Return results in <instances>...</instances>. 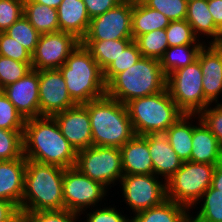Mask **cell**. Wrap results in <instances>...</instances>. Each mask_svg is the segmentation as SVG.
Returning <instances> with one entry per match:
<instances>
[{
  "label": "cell",
  "instance_id": "cell-1",
  "mask_svg": "<svg viewBox=\"0 0 222 222\" xmlns=\"http://www.w3.org/2000/svg\"><path fill=\"white\" fill-rule=\"evenodd\" d=\"M23 156L66 169L75 167L77 151L62 135L53 116H40L25 121Z\"/></svg>",
  "mask_w": 222,
  "mask_h": 222
},
{
  "label": "cell",
  "instance_id": "cell-2",
  "mask_svg": "<svg viewBox=\"0 0 222 222\" xmlns=\"http://www.w3.org/2000/svg\"><path fill=\"white\" fill-rule=\"evenodd\" d=\"M64 168L26 159L21 212L63 210Z\"/></svg>",
  "mask_w": 222,
  "mask_h": 222
},
{
  "label": "cell",
  "instance_id": "cell-3",
  "mask_svg": "<svg viewBox=\"0 0 222 222\" xmlns=\"http://www.w3.org/2000/svg\"><path fill=\"white\" fill-rule=\"evenodd\" d=\"M83 105L90 116L92 146L121 148L135 135L125 104L104 95Z\"/></svg>",
  "mask_w": 222,
  "mask_h": 222
},
{
  "label": "cell",
  "instance_id": "cell-4",
  "mask_svg": "<svg viewBox=\"0 0 222 222\" xmlns=\"http://www.w3.org/2000/svg\"><path fill=\"white\" fill-rule=\"evenodd\" d=\"M58 70L76 104H85L106 95L103 71L81 42Z\"/></svg>",
  "mask_w": 222,
  "mask_h": 222
},
{
  "label": "cell",
  "instance_id": "cell-5",
  "mask_svg": "<svg viewBox=\"0 0 222 222\" xmlns=\"http://www.w3.org/2000/svg\"><path fill=\"white\" fill-rule=\"evenodd\" d=\"M167 77L155 58L141 57L117 74L107 85L106 95L126 104L132 99L157 94L166 89Z\"/></svg>",
  "mask_w": 222,
  "mask_h": 222
},
{
  "label": "cell",
  "instance_id": "cell-6",
  "mask_svg": "<svg viewBox=\"0 0 222 222\" xmlns=\"http://www.w3.org/2000/svg\"><path fill=\"white\" fill-rule=\"evenodd\" d=\"M125 105L134 133L140 136L165 133L184 114L167 88L154 95L132 99Z\"/></svg>",
  "mask_w": 222,
  "mask_h": 222
},
{
  "label": "cell",
  "instance_id": "cell-7",
  "mask_svg": "<svg viewBox=\"0 0 222 222\" xmlns=\"http://www.w3.org/2000/svg\"><path fill=\"white\" fill-rule=\"evenodd\" d=\"M216 165L184 161L166 181L167 199L191 210L211 186Z\"/></svg>",
  "mask_w": 222,
  "mask_h": 222
},
{
  "label": "cell",
  "instance_id": "cell-8",
  "mask_svg": "<svg viewBox=\"0 0 222 222\" xmlns=\"http://www.w3.org/2000/svg\"><path fill=\"white\" fill-rule=\"evenodd\" d=\"M202 71L198 60L167 76L166 88L177 107L184 114H199L210 103L202 87Z\"/></svg>",
  "mask_w": 222,
  "mask_h": 222
},
{
  "label": "cell",
  "instance_id": "cell-9",
  "mask_svg": "<svg viewBox=\"0 0 222 222\" xmlns=\"http://www.w3.org/2000/svg\"><path fill=\"white\" fill-rule=\"evenodd\" d=\"M75 167L110 190L124 175L121 151L117 147L90 146L77 152Z\"/></svg>",
  "mask_w": 222,
  "mask_h": 222
},
{
  "label": "cell",
  "instance_id": "cell-10",
  "mask_svg": "<svg viewBox=\"0 0 222 222\" xmlns=\"http://www.w3.org/2000/svg\"><path fill=\"white\" fill-rule=\"evenodd\" d=\"M118 186L123 200L120 203L125 201L130 216L158 206L167 199L166 181L154 174H124Z\"/></svg>",
  "mask_w": 222,
  "mask_h": 222
},
{
  "label": "cell",
  "instance_id": "cell-11",
  "mask_svg": "<svg viewBox=\"0 0 222 222\" xmlns=\"http://www.w3.org/2000/svg\"><path fill=\"white\" fill-rule=\"evenodd\" d=\"M62 192L64 209L79 214L107 202L111 194L105 186L82 174L76 167L64 169Z\"/></svg>",
  "mask_w": 222,
  "mask_h": 222
},
{
  "label": "cell",
  "instance_id": "cell-12",
  "mask_svg": "<svg viewBox=\"0 0 222 222\" xmlns=\"http://www.w3.org/2000/svg\"><path fill=\"white\" fill-rule=\"evenodd\" d=\"M80 42L74 35L63 31L41 34L32 54V69H59Z\"/></svg>",
  "mask_w": 222,
  "mask_h": 222
},
{
  "label": "cell",
  "instance_id": "cell-13",
  "mask_svg": "<svg viewBox=\"0 0 222 222\" xmlns=\"http://www.w3.org/2000/svg\"><path fill=\"white\" fill-rule=\"evenodd\" d=\"M132 11L133 4L121 2L104 14L93 17L82 40L133 39Z\"/></svg>",
  "mask_w": 222,
  "mask_h": 222
},
{
  "label": "cell",
  "instance_id": "cell-14",
  "mask_svg": "<svg viewBox=\"0 0 222 222\" xmlns=\"http://www.w3.org/2000/svg\"><path fill=\"white\" fill-rule=\"evenodd\" d=\"M39 104L41 116H53L77 105L58 69L39 70Z\"/></svg>",
  "mask_w": 222,
  "mask_h": 222
},
{
  "label": "cell",
  "instance_id": "cell-15",
  "mask_svg": "<svg viewBox=\"0 0 222 222\" xmlns=\"http://www.w3.org/2000/svg\"><path fill=\"white\" fill-rule=\"evenodd\" d=\"M62 135L78 152L92 146V130L88 109L83 104L53 115Z\"/></svg>",
  "mask_w": 222,
  "mask_h": 222
},
{
  "label": "cell",
  "instance_id": "cell-16",
  "mask_svg": "<svg viewBox=\"0 0 222 222\" xmlns=\"http://www.w3.org/2000/svg\"><path fill=\"white\" fill-rule=\"evenodd\" d=\"M25 120L40 117L39 71L31 70L25 77L2 89Z\"/></svg>",
  "mask_w": 222,
  "mask_h": 222
},
{
  "label": "cell",
  "instance_id": "cell-17",
  "mask_svg": "<svg viewBox=\"0 0 222 222\" xmlns=\"http://www.w3.org/2000/svg\"><path fill=\"white\" fill-rule=\"evenodd\" d=\"M197 60L201 65L205 99L210 104L221 103L222 47L219 44H204L198 53Z\"/></svg>",
  "mask_w": 222,
  "mask_h": 222
},
{
  "label": "cell",
  "instance_id": "cell-18",
  "mask_svg": "<svg viewBox=\"0 0 222 222\" xmlns=\"http://www.w3.org/2000/svg\"><path fill=\"white\" fill-rule=\"evenodd\" d=\"M145 136L148 139L153 174L167 181L180 169L184 161L175 153L164 133Z\"/></svg>",
  "mask_w": 222,
  "mask_h": 222
},
{
  "label": "cell",
  "instance_id": "cell-19",
  "mask_svg": "<svg viewBox=\"0 0 222 222\" xmlns=\"http://www.w3.org/2000/svg\"><path fill=\"white\" fill-rule=\"evenodd\" d=\"M26 158L0 161V199L13 202L20 210L24 193Z\"/></svg>",
  "mask_w": 222,
  "mask_h": 222
},
{
  "label": "cell",
  "instance_id": "cell-20",
  "mask_svg": "<svg viewBox=\"0 0 222 222\" xmlns=\"http://www.w3.org/2000/svg\"><path fill=\"white\" fill-rule=\"evenodd\" d=\"M221 157L222 146L219 144L216 136L200 120L198 114H193V137L190 161L216 165L220 162Z\"/></svg>",
  "mask_w": 222,
  "mask_h": 222
},
{
  "label": "cell",
  "instance_id": "cell-21",
  "mask_svg": "<svg viewBox=\"0 0 222 222\" xmlns=\"http://www.w3.org/2000/svg\"><path fill=\"white\" fill-rule=\"evenodd\" d=\"M120 151L125 175L153 174V163L146 136L134 135L120 148Z\"/></svg>",
  "mask_w": 222,
  "mask_h": 222
},
{
  "label": "cell",
  "instance_id": "cell-22",
  "mask_svg": "<svg viewBox=\"0 0 222 222\" xmlns=\"http://www.w3.org/2000/svg\"><path fill=\"white\" fill-rule=\"evenodd\" d=\"M185 20L191 25L195 36L203 43L219 44L221 42L222 32L215 26L207 0L189 1Z\"/></svg>",
  "mask_w": 222,
  "mask_h": 222
},
{
  "label": "cell",
  "instance_id": "cell-23",
  "mask_svg": "<svg viewBox=\"0 0 222 222\" xmlns=\"http://www.w3.org/2000/svg\"><path fill=\"white\" fill-rule=\"evenodd\" d=\"M59 31L82 40L88 31L90 17L83 0H62L57 8Z\"/></svg>",
  "mask_w": 222,
  "mask_h": 222
},
{
  "label": "cell",
  "instance_id": "cell-24",
  "mask_svg": "<svg viewBox=\"0 0 222 222\" xmlns=\"http://www.w3.org/2000/svg\"><path fill=\"white\" fill-rule=\"evenodd\" d=\"M130 222H190V210L166 199L158 206L130 216Z\"/></svg>",
  "mask_w": 222,
  "mask_h": 222
},
{
  "label": "cell",
  "instance_id": "cell-25",
  "mask_svg": "<svg viewBox=\"0 0 222 222\" xmlns=\"http://www.w3.org/2000/svg\"><path fill=\"white\" fill-rule=\"evenodd\" d=\"M175 153L183 160L190 161L193 137V114H183L164 133Z\"/></svg>",
  "mask_w": 222,
  "mask_h": 222
},
{
  "label": "cell",
  "instance_id": "cell-26",
  "mask_svg": "<svg viewBox=\"0 0 222 222\" xmlns=\"http://www.w3.org/2000/svg\"><path fill=\"white\" fill-rule=\"evenodd\" d=\"M169 23L170 20L164 14L148 7L145 3L133 5L131 20L133 40L153 30L165 29Z\"/></svg>",
  "mask_w": 222,
  "mask_h": 222
},
{
  "label": "cell",
  "instance_id": "cell-27",
  "mask_svg": "<svg viewBox=\"0 0 222 222\" xmlns=\"http://www.w3.org/2000/svg\"><path fill=\"white\" fill-rule=\"evenodd\" d=\"M190 222H222V192L210 186L190 210Z\"/></svg>",
  "mask_w": 222,
  "mask_h": 222
},
{
  "label": "cell",
  "instance_id": "cell-28",
  "mask_svg": "<svg viewBox=\"0 0 222 222\" xmlns=\"http://www.w3.org/2000/svg\"><path fill=\"white\" fill-rule=\"evenodd\" d=\"M23 15L40 34L59 31L58 14L55 8L33 1H24Z\"/></svg>",
  "mask_w": 222,
  "mask_h": 222
},
{
  "label": "cell",
  "instance_id": "cell-29",
  "mask_svg": "<svg viewBox=\"0 0 222 222\" xmlns=\"http://www.w3.org/2000/svg\"><path fill=\"white\" fill-rule=\"evenodd\" d=\"M132 41L133 39L81 40V43L104 71Z\"/></svg>",
  "mask_w": 222,
  "mask_h": 222
},
{
  "label": "cell",
  "instance_id": "cell-30",
  "mask_svg": "<svg viewBox=\"0 0 222 222\" xmlns=\"http://www.w3.org/2000/svg\"><path fill=\"white\" fill-rule=\"evenodd\" d=\"M202 47L203 45H177L168 47L159 59L161 69L166 77L172 72L196 61Z\"/></svg>",
  "mask_w": 222,
  "mask_h": 222
},
{
  "label": "cell",
  "instance_id": "cell-31",
  "mask_svg": "<svg viewBox=\"0 0 222 222\" xmlns=\"http://www.w3.org/2000/svg\"><path fill=\"white\" fill-rule=\"evenodd\" d=\"M143 57L160 59L169 47L165 29L153 30L134 40Z\"/></svg>",
  "mask_w": 222,
  "mask_h": 222
},
{
  "label": "cell",
  "instance_id": "cell-32",
  "mask_svg": "<svg viewBox=\"0 0 222 222\" xmlns=\"http://www.w3.org/2000/svg\"><path fill=\"white\" fill-rule=\"evenodd\" d=\"M11 38L23 45L31 54L34 53L40 37V33L30 24L23 15L13 23L6 31Z\"/></svg>",
  "mask_w": 222,
  "mask_h": 222
},
{
  "label": "cell",
  "instance_id": "cell-33",
  "mask_svg": "<svg viewBox=\"0 0 222 222\" xmlns=\"http://www.w3.org/2000/svg\"><path fill=\"white\" fill-rule=\"evenodd\" d=\"M109 203L105 202L103 205L96 206L94 208L88 209L80 213L79 215H85L84 217L80 219L81 222H130V216L128 214H125L123 210L122 212L120 211V208L118 209L114 204H110L111 202L113 203L114 201H110ZM110 204V205H109ZM109 205V206H108ZM113 205V206H112ZM115 205V206H114ZM102 207V208H101ZM91 210V211H90ZM124 213V214H122ZM86 218V219H85ZM84 220V221H82Z\"/></svg>",
  "mask_w": 222,
  "mask_h": 222
},
{
  "label": "cell",
  "instance_id": "cell-34",
  "mask_svg": "<svg viewBox=\"0 0 222 222\" xmlns=\"http://www.w3.org/2000/svg\"><path fill=\"white\" fill-rule=\"evenodd\" d=\"M169 47L177 45H204L194 34L186 20L170 21L165 28Z\"/></svg>",
  "mask_w": 222,
  "mask_h": 222
},
{
  "label": "cell",
  "instance_id": "cell-35",
  "mask_svg": "<svg viewBox=\"0 0 222 222\" xmlns=\"http://www.w3.org/2000/svg\"><path fill=\"white\" fill-rule=\"evenodd\" d=\"M140 53L136 42L133 40L123 52L104 71L103 77L106 85L119 73L134 65L140 58Z\"/></svg>",
  "mask_w": 222,
  "mask_h": 222
},
{
  "label": "cell",
  "instance_id": "cell-36",
  "mask_svg": "<svg viewBox=\"0 0 222 222\" xmlns=\"http://www.w3.org/2000/svg\"><path fill=\"white\" fill-rule=\"evenodd\" d=\"M24 130L0 128V161L14 160L23 156Z\"/></svg>",
  "mask_w": 222,
  "mask_h": 222
},
{
  "label": "cell",
  "instance_id": "cell-37",
  "mask_svg": "<svg viewBox=\"0 0 222 222\" xmlns=\"http://www.w3.org/2000/svg\"><path fill=\"white\" fill-rule=\"evenodd\" d=\"M31 70V62H19L0 55V90L25 77Z\"/></svg>",
  "mask_w": 222,
  "mask_h": 222
},
{
  "label": "cell",
  "instance_id": "cell-38",
  "mask_svg": "<svg viewBox=\"0 0 222 222\" xmlns=\"http://www.w3.org/2000/svg\"><path fill=\"white\" fill-rule=\"evenodd\" d=\"M23 222H80L79 213L66 209L21 212Z\"/></svg>",
  "mask_w": 222,
  "mask_h": 222
},
{
  "label": "cell",
  "instance_id": "cell-39",
  "mask_svg": "<svg viewBox=\"0 0 222 222\" xmlns=\"http://www.w3.org/2000/svg\"><path fill=\"white\" fill-rule=\"evenodd\" d=\"M25 119L0 90V128L6 130H24Z\"/></svg>",
  "mask_w": 222,
  "mask_h": 222
},
{
  "label": "cell",
  "instance_id": "cell-40",
  "mask_svg": "<svg viewBox=\"0 0 222 222\" xmlns=\"http://www.w3.org/2000/svg\"><path fill=\"white\" fill-rule=\"evenodd\" d=\"M144 3L164 14L170 21L186 19L188 7L186 0H146Z\"/></svg>",
  "mask_w": 222,
  "mask_h": 222
},
{
  "label": "cell",
  "instance_id": "cell-41",
  "mask_svg": "<svg viewBox=\"0 0 222 222\" xmlns=\"http://www.w3.org/2000/svg\"><path fill=\"white\" fill-rule=\"evenodd\" d=\"M0 55L19 62H32V54L5 32H0Z\"/></svg>",
  "mask_w": 222,
  "mask_h": 222
},
{
  "label": "cell",
  "instance_id": "cell-42",
  "mask_svg": "<svg viewBox=\"0 0 222 222\" xmlns=\"http://www.w3.org/2000/svg\"><path fill=\"white\" fill-rule=\"evenodd\" d=\"M24 0H0V32H5L23 16Z\"/></svg>",
  "mask_w": 222,
  "mask_h": 222
},
{
  "label": "cell",
  "instance_id": "cell-43",
  "mask_svg": "<svg viewBox=\"0 0 222 222\" xmlns=\"http://www.w3.org/2000/svg\"><path fill=\"white\" fill-rule=\"evenodd\" d=\"M198 115L222 146V102L208 105Z\"/></svg>",
  "mask_w": 222,
  "mask_h": 222
},
{
  "label": "cell",
  "instance_id": "cell-44",
  "mask_svg": "<svg viewBox=\"0 0 222 222\" xmlns=\"http://www.w3.org/2000/svg\"><path fill=\"white\" fill-rule=\"evenodd\" d=\"M83 2L90 19L104 14L121 3L120 0H83Z\"/></svg>",
  "mask_w": 222,
  "mask_h": 222
},
{
  "label": "cell",
  "instance_id": "cell-45",
  "mask_svg": "<svg viewBox=\"0 0 222 222\" xmlns=\"http://www.w3.org/2000/svg\"><path fill=\"white\" fill-rule=\"evenodd\" d=\"M19 208L11 201L0 199V222H20Z\"/></svg>",
  "mask_w": 222,
  "mask_h": 222
},
{
  "label": "cell",
  "instance_id": "cell-46",
  "mask_svg": "<svg viewBox=\"0 0 222 222\" xmlns=\"http://www.w3.org/2000/svg\"><path fill=\"white\" fill-rule=\"evenodd\" d=\"M215 26L222 32V0H207Z\"/></svg>",
  "mask_w": 222,
  "mask_h": 222
},
{
  "label": "cell",
  "instance_id": "cell-47",
  "mask_svg": "<svg viewBox=\"0 0 222 222\" xmlns=\"http://www.w3.org/2000/svg\"><path fill=\"white\" fill-rule=\"evenodd\" d=\"M211 186L222 192V157L220 162L215 166Z\"/></svg>",
  "mask_w": 222,
  "mask_h": 222
},
{
  "label": "cell",
  "instance_id": "cell-48",
  "mask_svg": "<svg viewBox=\"0 0 222 222\" xmlns=\"http://www.w3.org/2000/svg\"><path fill=\"white\" fill-rule=\"evenodd\" d=\"M24 1H33L38 4H44L48 7L57 9L62 0H24Z\"/></svg>",
  "mask_w": 222,
  "mask_h": 222
},
{
  "label": "cell",
  "instance_id": "cell-49",
  "mask_svg": "<svg viewBox=\"0 0 222 222\" xmlns=\"http://www.w3.org/2000/svg\"><path fill=\"white\" fill-rule=\"evenodd\" d=\"M146 0H120V2L123 3H129V4H139V3H144Z\"/></svg>",
  "mask_w": 222,
  "mask_h": 222
}]
</instances>
